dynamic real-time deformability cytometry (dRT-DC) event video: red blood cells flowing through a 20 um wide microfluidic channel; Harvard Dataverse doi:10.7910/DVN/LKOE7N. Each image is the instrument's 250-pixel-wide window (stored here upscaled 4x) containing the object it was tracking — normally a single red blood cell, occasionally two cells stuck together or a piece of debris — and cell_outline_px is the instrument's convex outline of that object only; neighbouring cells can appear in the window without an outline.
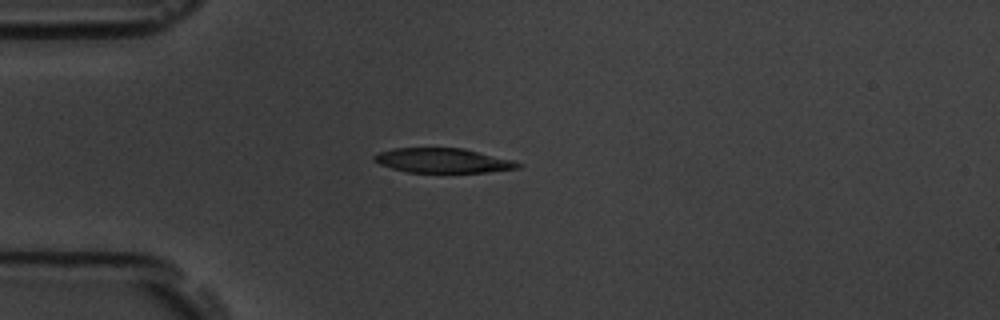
{"species": "common noctule bat (a hibernating species)", "species_latin": "Nyctalus noctula", "temperature_condition": "room temperature", "stored_images_in_passage": 3, "camera_frame_rate_fps": 3000, "um_per_image_px": 0.085, "animal": {"sex": "male", "body_mass_g": 19.5, "forearm_length_mm": 54.6}, "frame": {"image": 1, "passage_image": 3, "time_ms": 2.333, "image_size_px": [1000, 320], "cell_outline_px": [[524, 164], [520, 168], [488, 172], [408, 172], [392, 168], [380, 164], [372, 160], [372, 156], [380, 152], [392, 148], [464, 148], [512, 160]], "centroid_in_image_um": [37.65, 13.64], "position_along_channel_um": 47.4, "area_um2": 20.58}}